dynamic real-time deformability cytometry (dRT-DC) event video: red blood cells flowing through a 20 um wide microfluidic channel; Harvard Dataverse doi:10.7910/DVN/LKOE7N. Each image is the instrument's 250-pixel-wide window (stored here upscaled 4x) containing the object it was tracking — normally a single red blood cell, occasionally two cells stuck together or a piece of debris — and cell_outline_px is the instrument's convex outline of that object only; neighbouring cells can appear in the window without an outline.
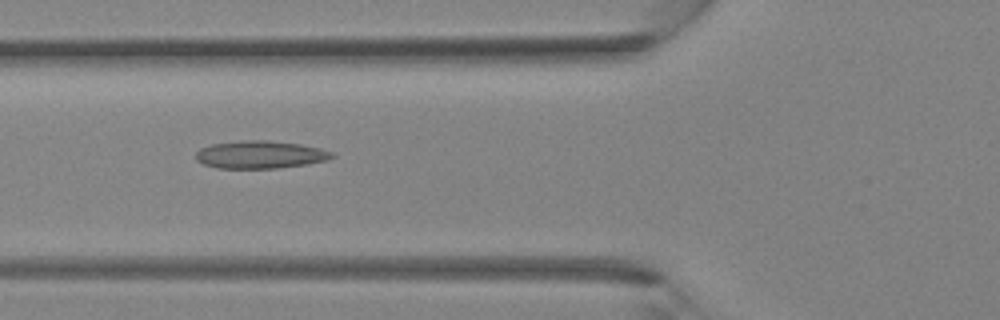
{"species": "Egyptian fruit bat (a non-hibernating species)", "species_latin": "Rousettus aegyptiacus", "temperature_condition": "room temperature", "stored_images_in_passage": 27, "camera_frame_rate_fps": 3000, "um_per_image_px": 0.085, "animal": {"sex": "female"}, "frame": {"image": 1, "passage_image": 4, "time_ms": 1.0, "image_size_px": [1000, 320], "cell_outline_px": [[336, 156], [328, 160], [304, 164], [276, 168], [216, 168], [204, 164], [196, 160], [196, 152], [200, 148], [212, 144], [244, 140], [268, 140], [300, 144], [320, 148], [332, 152]], "centroid_in_image_um": [22.11, 13.14], "position_along_channel_um": 103.7, "area_um2": 21.91}}
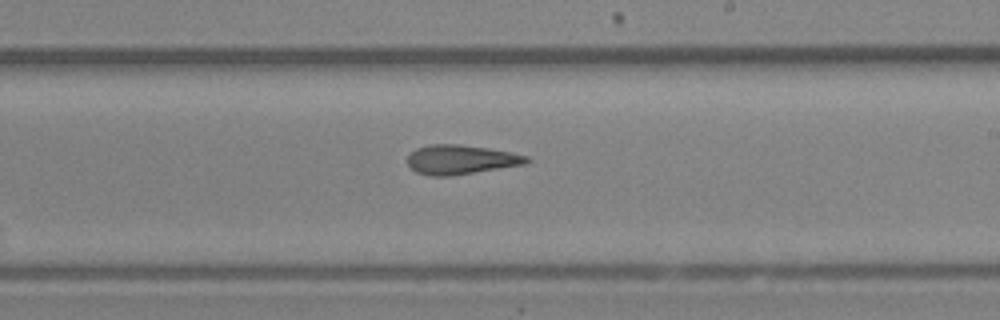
{"frame": {"image": 2, "passage_image": 12, "time_ms": 3.667, "image_size_px": [1000, 320], "cell_outline_px": [[532, 160], [528, 164], [452, 176], [432, 176], [416, 172], [408, 164], [408, 156], [416, 148], [432, 144], [456, 144], [488, 148], [512, 152], [528, 156]], "centroid_in_image_um": [39.23, 13.57], "position_along_channel_um": 249.8, "area_um2": 20.52}}
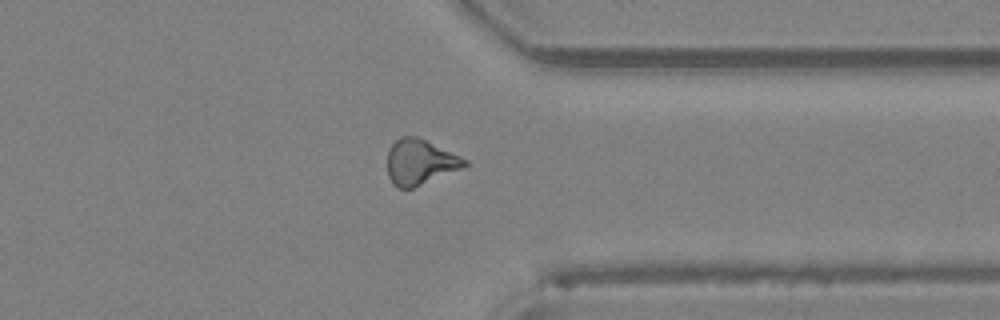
{"frame": {"image": 3, "passage_image": 19, "time_ms": 6.0, "image_size_px": [1000, 320], "cell_outline_px": [[468, 164], [464, 168], [412, 188], [396, 188], [392, 184], [388, 176], [388, 148], [400, 136], [416, 136], [460, 156], [468, 160]], "centroid_in_image_um": [35.69, 13.78], "position_along_channel_um": 375.7, "area_um2": 20.4}}